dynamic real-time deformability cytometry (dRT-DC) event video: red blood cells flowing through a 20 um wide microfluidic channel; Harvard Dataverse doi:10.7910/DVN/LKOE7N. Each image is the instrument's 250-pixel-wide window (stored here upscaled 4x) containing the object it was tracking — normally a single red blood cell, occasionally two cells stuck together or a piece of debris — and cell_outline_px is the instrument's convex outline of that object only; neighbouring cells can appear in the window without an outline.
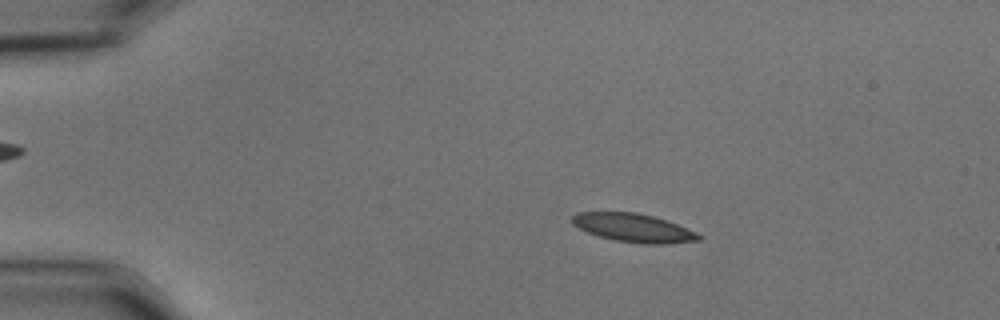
{"species": "common noctule bat (a hibernating species)", "species_latin": "Nyctalus noctula", "temperature_condition": "cold", "stored_images_in_passage": 55, "camera_frame_rate_fps": 3000, "um_per_image_px": 0.085, "animal": {"sex": "male", "body_mass_g": 15.6}, "frame": {"image": 1, "passage_image": 10, "time_ms": 3.0, "image_size_px": [1000, 320], "cell_outline_px": [[704, 236], [700, 240], [668, 244], [640, 244], [616, 240], [600, 236], [588, 232], [572, 224], [572, 216], [576, 212], [636, 212], [652, 216], [676, 224], [696, 232]], "centroid_in_image_um": [53.86, 19.37], "position_along_channel_um": 31.1, "area_um2": 20.87}}
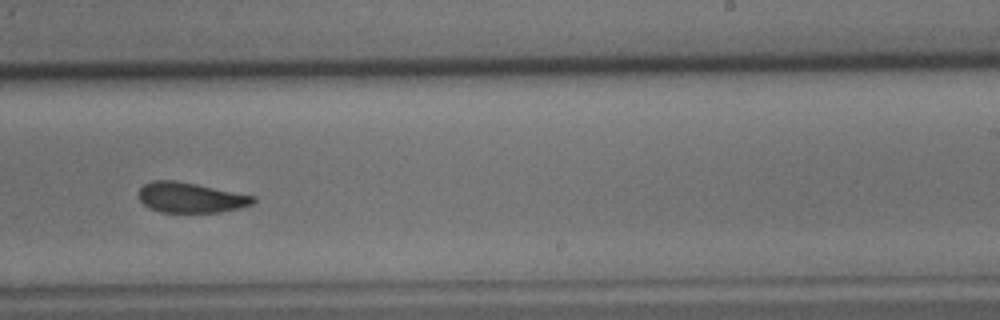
{"frame": {"image": 2, "passage_image": 35, "time_ms": 11.333, "image_size_px": [1000, 320], "cell_outline_px": [[256, 200], [252, 204], [240, 208], [220, 212], [160, 212], [144, 204], [140, 200], [140, 188], [144, 184], [152, 180], [176, 180], [256, 196]], "centroid_in_image_um": [16.23, 16.79], "position_along_channel_um": 272.8, "area_um2": 20.06}}
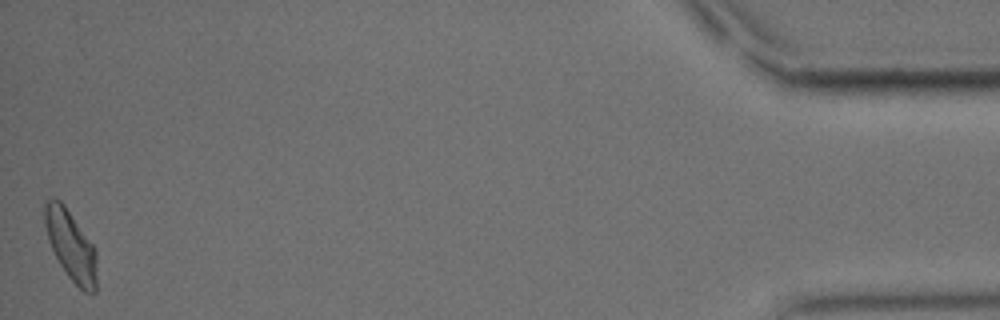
{"frame": {"image": 3, "passage_image": 55, "time_ms": 18.0, "image_size_px": [1000, 320], "cell_outline_px": [[96, 292], [84, 292], [68, 276], [60, 264], [52, 248], [44, 224], [44, 204], [48, 200], [60, 200], [64, 204], [96, 248]], "centroid_in_image_um": [6.04, 20.86], "position_along_channel_um": 429.2, "area_um2": 20.92}, "authors_computed_cell_mechanics": {"area_um2": 20.9236, "velocity_mm_per_s": 3.612, "shape_relaxation_time_tau1_ms": 5.4046, "shape_relaxation_time_tau2_ms": 3.2771, "deformation_change_tau1": 0.1551, "deformation_change_tau2": 0.0888}}